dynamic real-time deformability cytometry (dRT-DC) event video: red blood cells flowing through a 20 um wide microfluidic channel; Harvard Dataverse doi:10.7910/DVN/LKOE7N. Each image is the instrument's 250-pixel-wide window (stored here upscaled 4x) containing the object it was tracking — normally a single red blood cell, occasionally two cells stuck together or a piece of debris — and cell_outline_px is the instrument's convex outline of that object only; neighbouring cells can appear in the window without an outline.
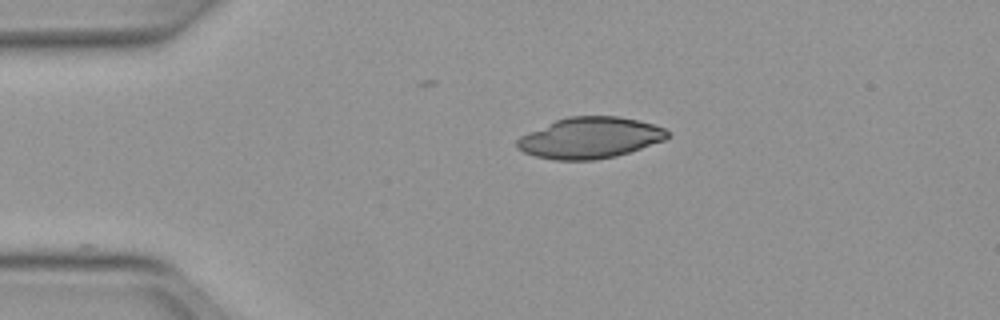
{"species": "Egyptian fruit bat (a non-hibernating species)", "species_latin": "Rousettus aegyptiacus", "temperature_condition": "warm", "stored_images_in_passage": 7, "camera_frame_rate_fps": 3000, "um_per_image_px": 0.085, "animal": {"sex": "female"}, "frame": {"image": 1, "passage_image": 1, "time_ms": 0.0, "image_size_px": [1000, 320], "cell_outline_px": [[668, 136], [664, 140], [616, 156], [596, 160], [556, 160], [536, 156], [524, 152], [516, 148], [516, 140], [520, 136], [528, 132], [556, 120], [568, 116], [620, 116], [652, 124], [664, 128], [668, 132]], "centroid_in_image_um": [50.11, 11.72], "position_along_channel_um": 34.9, "area_um2": 35.78}}